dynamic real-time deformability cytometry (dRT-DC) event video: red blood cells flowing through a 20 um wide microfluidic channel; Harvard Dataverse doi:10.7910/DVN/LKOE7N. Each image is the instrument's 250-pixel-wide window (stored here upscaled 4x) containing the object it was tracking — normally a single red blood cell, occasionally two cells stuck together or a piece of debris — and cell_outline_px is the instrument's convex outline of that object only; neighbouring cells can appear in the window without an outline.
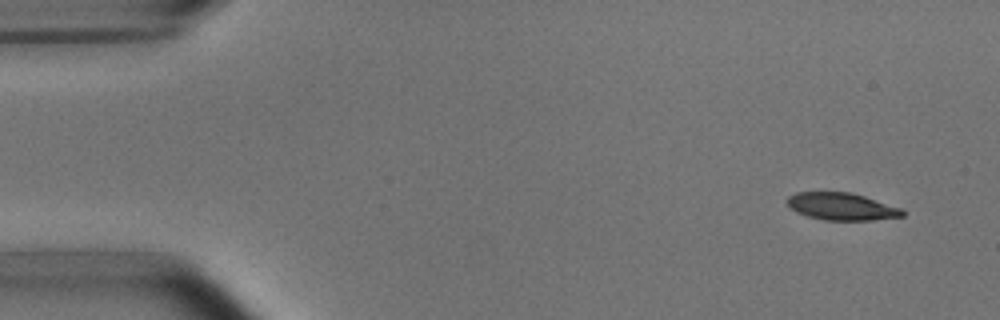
{"species": "common noctule bat (a hibernating species)", "species_latin": "Nyctalus noctula", "temperature_condition": "room temperature", "stored_images_in_passage": 5, "camera_frame_rate_fps": 3000, "um_per_image_px": 0.085, "animal": {"sex": "male", "body_mass_g": 15.6}, "frame": {"image": 1, "passage_image": 1, "time_ms": 0.0, "image_size_px": [1000, 320], "cell_outline_px": [[904, 216], [872, 220], [824, 220], [808, 216], [796, 212], [788, 204], [788, 196], [796, 192], [848, 192], [864, 196], [900, 208], [904, 212]], "centroid_in_image_um": [71.52, 17.55], "position_along_channel_um": 13.5, "area_um2": 18.09}}
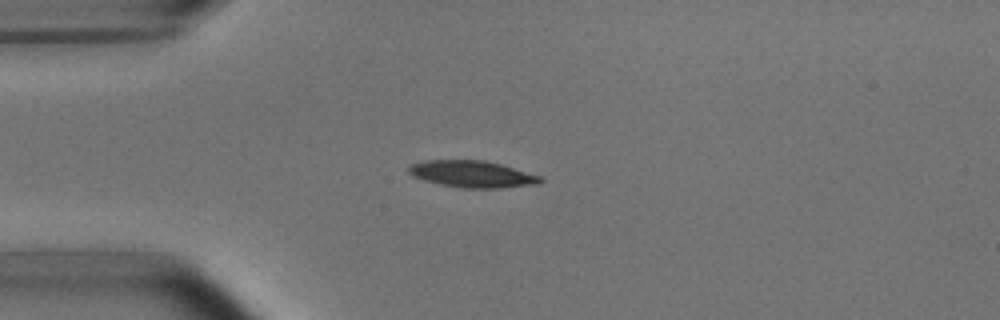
{"frame": {"image": 2, "passage_image": 4, "time_ms": 3.333, "image_size_px": [1000, 320], "cell_outline_px": [[544, 180], [540, 184], [500, 188], [464, 188], [440, 184], [424, 180], [412, 176], [408, 172], [408, 164], [424, 160], [484, 160], [500, 164], [540, 176]], "centroid_in_image_um": [40.11, 14.79], "position_along_channel_um": 44.9, "area_um2": 20.58}}
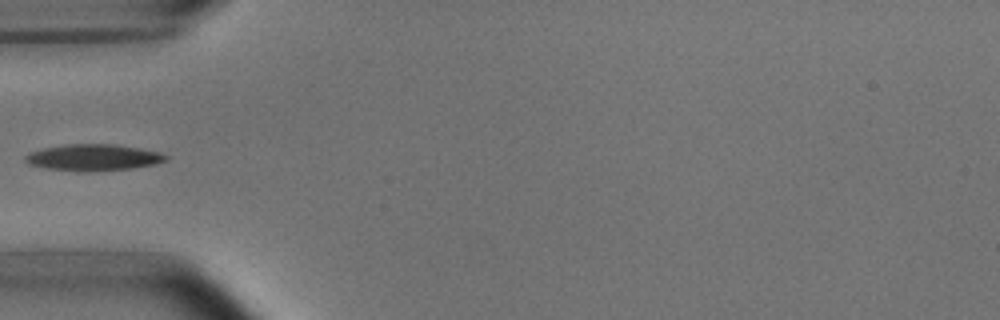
{"frame": {"image": 3, "passage_image": 5, "time_ms": 4.667, "image_size_px": [1000, 320], "cell_outline_px": [[168, 160], [152, 164], [132, 168], [92, 172], [76, 172], [44, 168], [28, 164], [24, 160], [24, 156], [28, 152], [44, 148], [68, 144], [116, 144], [140, 148], [160, 152], [168, 156]], "centroid_in_image_um": [7.89, 13.39], "position_along_channel_um": 77.1, "area_um2": 21.96}}